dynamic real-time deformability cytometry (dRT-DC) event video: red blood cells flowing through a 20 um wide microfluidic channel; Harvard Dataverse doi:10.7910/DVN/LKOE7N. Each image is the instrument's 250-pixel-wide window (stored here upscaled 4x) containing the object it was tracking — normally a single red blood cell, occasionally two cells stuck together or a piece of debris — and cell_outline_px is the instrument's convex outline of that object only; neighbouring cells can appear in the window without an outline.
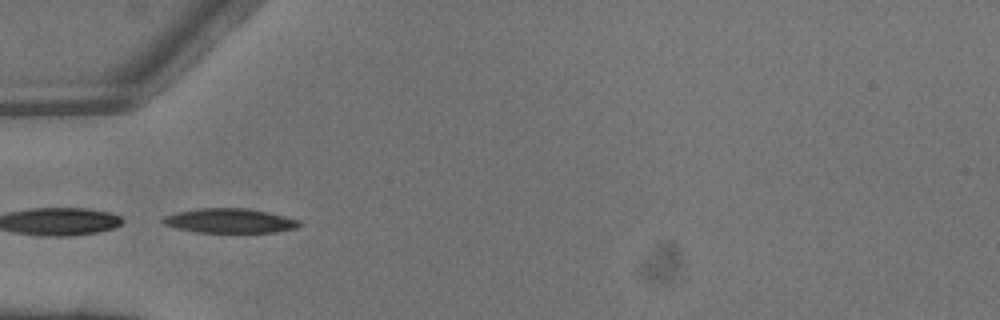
{"species": "common noctule bat (a hibernating species)", "species_latin": "Nyctalus noctula", "temperature_condition": "warm", "stored_images_in_passage": 3, "segment_of_instrument_passage": [2, 2], "camera_frame_rate_fps": 3000, "um_per_image_px": 0.085, "animal": {"sex": "male", "body_mass_g": 13.3}, "frame": {"image": 1, "passage_image": 3, "time_ms": 0.667, "image_size_px": [1000, 320], "cell_outline_px": [[304, 224], [296, 228], [276, 232], [196, 232], [176, 228], [164, 224], [160, 220], [164, 216], [176, 212], [200, 208], [248, 208], [268, 212], [300, 220]], "centroid_in_image_um": [19.54, 18.76], "position_along_channel_um": 65.5, "area_um2": 19.54}}